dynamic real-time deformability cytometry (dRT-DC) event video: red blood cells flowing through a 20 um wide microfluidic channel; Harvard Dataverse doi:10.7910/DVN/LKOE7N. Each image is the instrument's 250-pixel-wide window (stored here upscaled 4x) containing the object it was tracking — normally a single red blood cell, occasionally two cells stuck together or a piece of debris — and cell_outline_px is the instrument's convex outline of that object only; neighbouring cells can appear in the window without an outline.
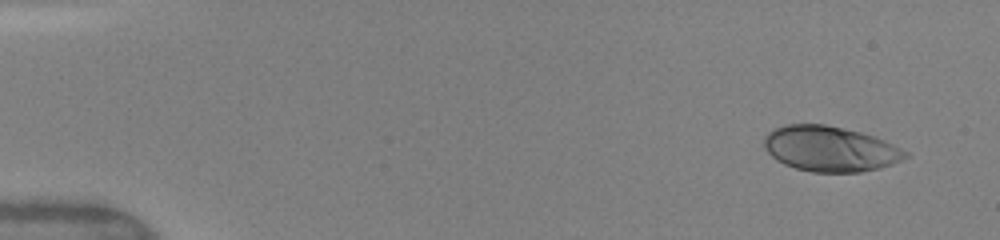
{"species": "human", "species_latin": "Homo sapiens", "temperature_condition": "warm", "stored_images_in_passage": 5, "camera_frame_rate_fps": 3000, "um_per_image_px": 0.085, "donor": {"sex": "female"}, "frame": {"image": 1, "passage_image": 1, "time_ms": 0.0, "image_size_px": [1000, 240], "cell_outline_px": [[912, 156], [892, 164], [880, 168], [860, 172], [812, 172], [796, 168], [784, 164], [776, 160], [764, 148], [764, 136], [772, 128], [784, 124], [824, 124], [860, 132], [884, 140], [908, 152]], "centroid_in_image_um": [70.54, 12.65], "position_along_channel_um": 14.5, "area_um2": 37.45}}
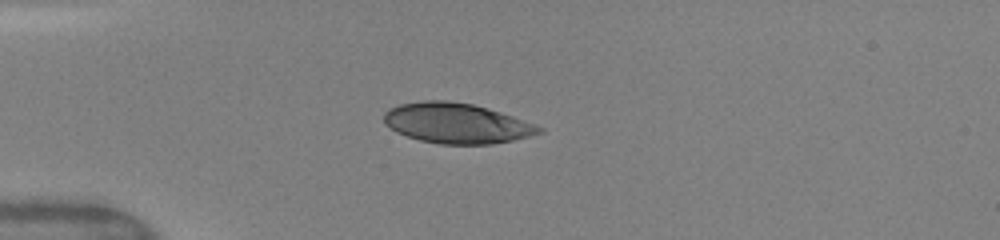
{"frame": {"image": 2, "passage_image": 4, "time_ms": 3.333, "image_size_px": [1000, 240], "cell_outline_px": [[544, 132], [512, 140], [492, 144], [440, 144], [420, 140], [396, 132], [384, 120], [384, 112], [388, 108], [400, 104], [424, 100], [448, 100], [472, 104], [488, 108], [512, 116], [544, 128]], "centroid_in_image_um": [38.8, 10.47], "position_along_channel_um": 46.2, "area_um2": 36.13}}
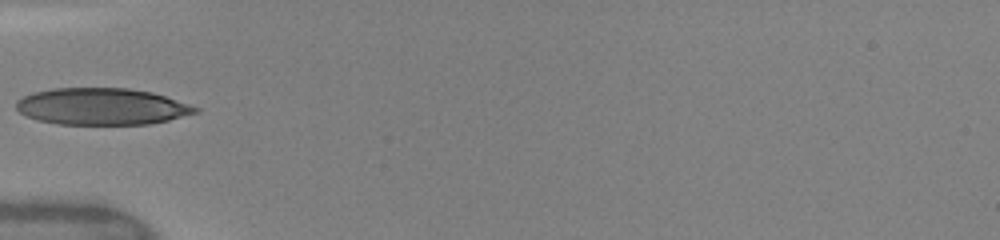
{"frame": {"image": 3, "passage_image": 5, "time_ms": 4.667, "image_size_px": [1000, 240], "cell_outline_px": [[200, 112], [168, 120], [148, 124], [56, 124], [36, 120], [24, 116], [16, 108], [16, 100], [32, 92], [52, 88], [128, 88], [152, 92], [200, 108]], "centroid_in_image_um": [8.61, 9.05], "position_along_channel_um": 76.4, "area_um2": 38.49}}